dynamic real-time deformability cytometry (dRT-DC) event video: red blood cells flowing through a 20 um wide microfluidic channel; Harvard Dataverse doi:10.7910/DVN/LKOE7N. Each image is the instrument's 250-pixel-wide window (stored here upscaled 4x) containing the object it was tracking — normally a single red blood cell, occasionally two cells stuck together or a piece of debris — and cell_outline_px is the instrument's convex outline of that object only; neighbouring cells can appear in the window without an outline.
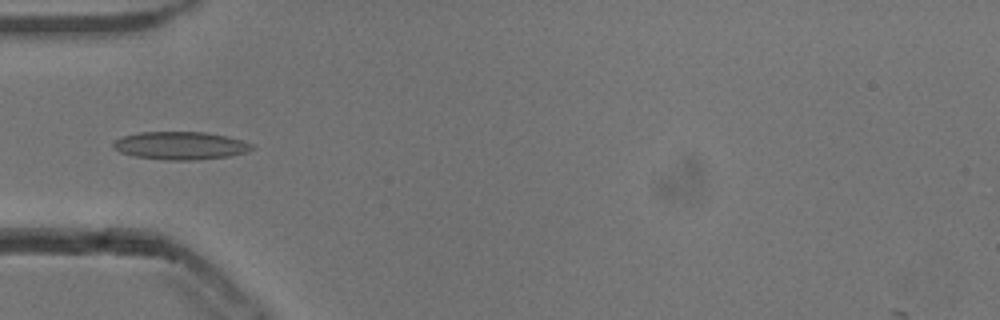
{"species": "common noctule bat (a hibernating species)", "species_latin": "Nyctalus noctula", "temperature_condition": "cold", "stored_images_in_passage": 20, "camera_frame_rate_fps": 3000, "um_per_image_px": 0.085, "animal": {"sex": "male", "body_mass_g": 13.3}, "frame": {"image": 1, "passage_image": 1, "time_ms": 0.0, "image_size_px": [1000, 320], "cell_outline_px": [[256, 148], [248, 152], [228, 156], [196, 160], [168, 160], [132, 156], [120, 152], [112, 148], [112, 144], [116, 140], [124, 136], [140, 132], [204, 132], [228, 136], [244, 140], [252, 144]], "centroid_in_image_um": [15.37, 12.38], "position_along_channel_um": 69.6, "area_um2": 22.72}}
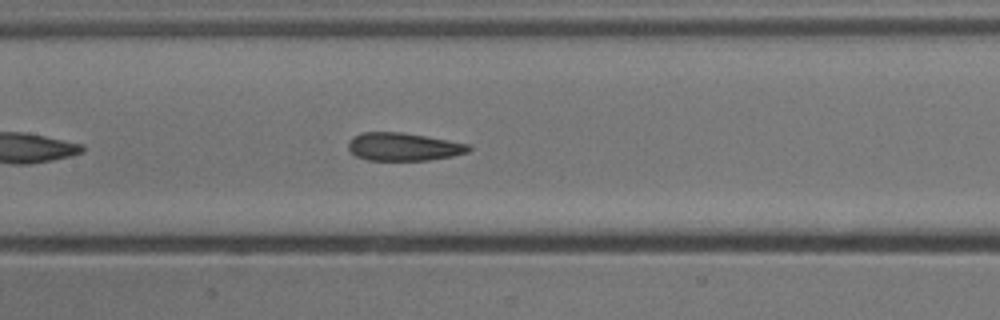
{"frame": {"image": 2, "passage_image": 9, "time_ms": 2.667, "image_size_px": [1000, 320], "cell_outline_px": [[472, 148], [468, 152], [452, 156], [428, 160], [368, 160], [356, 156], [348, 148], [348, 140], [352, 136], [364, 132], [404, 132], [472, 144]], "centroid_in_image_um": [34.31, 12.46], "position_along_channel_um": 173.1, "area_um2": 19.83}}
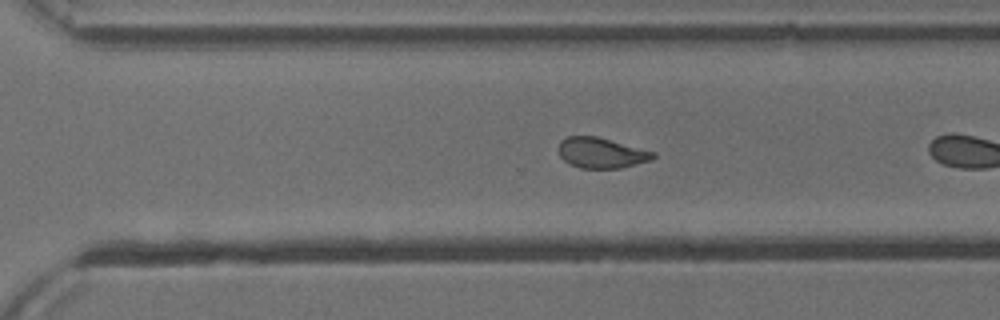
{"frame": {"image": 3, "passage_image": 18, "time_ms": 5.667, "image_size_px": [1000, 320], "cell_outline_px": [[656, 156], [652, 160], [620, 168], [580, 168], [568, 164], [560, 156], [556, 148], [560, 140], [568, 136], [596, 136], [656, 152]], "centroid_in_image_um": [51.08, 12.99], "position_along_channel_um": 319.5, "area_um2": 16.99}}